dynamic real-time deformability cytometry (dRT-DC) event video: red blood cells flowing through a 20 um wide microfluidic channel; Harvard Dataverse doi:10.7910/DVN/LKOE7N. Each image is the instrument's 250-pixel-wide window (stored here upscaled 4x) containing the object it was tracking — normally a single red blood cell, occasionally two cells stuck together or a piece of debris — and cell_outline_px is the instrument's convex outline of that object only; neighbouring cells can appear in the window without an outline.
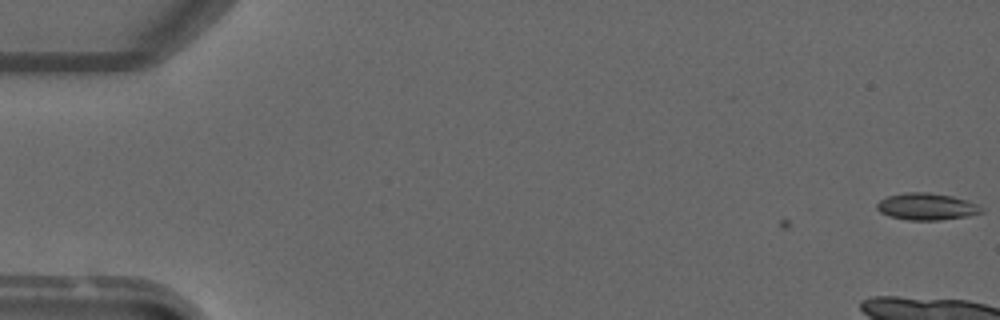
{"species": "common noctule bat (a hibernating species)", "species_latin": "Nyctalus noctula", "temperature_condition": "warm", "stored_images_in_passage": 2, "camera_frame_rate_fps": 3000, "um_per_image_px": 0.085, "animal": {"sex": "male", "forearm_length_mm": 52.5}, "frame": {"image": 1, "passage_image": 2, "time_ms": 1.0, "image_size_px": [1000, 320], "cell_outline_px": [[984, 212], [968, 216], [940, 220], [908, 220], [888, 216], [880, 212], [876, 208], [876, 204], [880, 200], [888, 196], [904, 192], [928, 192], [952, 196], [968, 200], [976, 204]], "centroid_in_image_um": [78.74, 17.56], "position_along_channel_um": 6.3, "area_um2": 16.42}}